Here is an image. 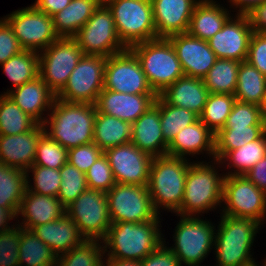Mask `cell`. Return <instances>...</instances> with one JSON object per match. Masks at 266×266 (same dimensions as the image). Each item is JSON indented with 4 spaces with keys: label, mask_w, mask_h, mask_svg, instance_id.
Returning a JSON list of instances; mask_svg holds the SVG:
<instances>
[{
    "label": "cell",
    "mask_w": 266,
    "mask_h": 266,
    "mask_svg": "<svg viewBox=\"0 0 266 266\" xmlns=\"http://www.w3.org/2000/svg\"><path fill=\"white\" fill-rule=\"evenodd\" d=\"M3 94L8 95L23 112L29 114L39 124L45 122L56 98L40 76ZM43 112H47L45 113L47 115L45 116Z\"/></svg>",
    "instance_id": "obj_24"
},
{
    "label": "cell",
    "mask_w": 266,
    "mask_h": 266,
    "mask_svg": "<svg viewBox=\"0 0 266 266\" xmlns=\"http://www.w3.org/2000/svg\"><path fill=\"white\" fill-rule=\"evenodd\" d=\"M24 50L41 52L59 39L52 16L37 10L32 4L3 17Z\"/></svg>",
    "instance_id": "obj_15"
},
{
    "label": "cell",
    "mask_w": 266,
    "mask_h": 266,
    "mask_svg": "<svg viewBox=\"0 0 266 266\" xmlns=\"http://www.w3.org/2000/svg\"><path fill=\"white\" fill-rule=\"evenodd\" d=\"M118 38L126 48L157 39L151 0H111Z\"/></svg>",
    "instance_id": "obj_7"
},
{
    "label": "cell",
    "mask_w": 266,
    "mask_h": 266,
    "mask_svg": "<svg viewBox=\"0 0 266 266\" xmlns=\"http://www.w3.org/2000/svg\"><path fill=\"white\" fill-rule=\"evenodd\" d=\"M24 49L19 40L13 33L9 23L4 19H0V65L9 58L19 54Z\"/></svg>",
    "instance_id": "obj_50"
},
{
    "label": "cell",
    "mask_w": 266,
    "mask_h": 266,
    "mask_svg": "<svg viewBox=\"0 0 266 266\" xmlns=\"http://www.w3.org/2000/svg\"><path fill=\"white\" fill-rule=\"evenodd\" d=\"M14 89L39 76V53L23 50L0 65Z\"/></svg>",
    "instance_id": "obj_37"
},
{
    "label": "cell",
    "mask_w": 266,
    "mask_h": 266,
    "mask_svg": "<svg viewBox=\"0 0 266 266\" xmlns=\"http://www.w3.org/2000/svg\"><path fill=\"white\" fill-rule=\"evenodd\" d=\"M160 220L112 223L102 240L104 256L142 261L164 242Z\"/></svg>",
    "instance_id": "obj_2"
},
{
    "label": "cell",
    "mask_w": 266,
    "mask_h": 266,
    "mask_svg": "<svg viewBox=\"0 0 266 266\" xmlns=\"http://www.w3.org/2000/svg\"><path fill=\"white\" fill-rule=\"evenodd\" d=\"M200 0H151L157 38L186 33L195 5Z\"/></svg>",
    "instance_id": "obj_20"
},
{
    "label": "cell",
    "mask_w": 266,
    "mask_h": 266,
    "mask_svg": "<svg viewBox=\"0 0 266 266\" xmlns=\"http://www.w3.org/2000/svg\"><path fill=\"white\" fill-rule=\"evenodd\" d=\"M157 94H128L103 89L95 103L102 114L134 123L152 104Z\"/></svg>",
    "instance_id": "obj_21"
},
{
    "label": "cell",
    "mask_w": 266,
    "mask_h": 266,
    "mask_svg": "<svg viewBox=\"0 0 266 266\" xmlns=\"http://www.w3.org/2000/svg\"><path fill=\"white\" fill-rule=\"evenodd\" d=\"M107 200L111 223L145 222L157 220L148 186L116 183L108 192Z\"/></svg>",
    "instance_id": "obj_11"
},
{
    "label": "cell",
    "mask_w": 266,
    "mask_h": 266,
    "mask_svg": "<svg viewBox=\"0 0 266 266\" xmlns=\"http://www.w3.org/2000/svg\"><path fill=\"white\" fill-rule=\"evenodd\" d=\"M221 208V214L254 219L263 226L266 221V194L245 175L225 176Z\"/></svg>",
    "instance_id": "obj_9"
},
{
    "label": "cell",
    "mask_w": 266,
    "mask_h": 266,
    "mask_svg": "<svg viewBox=\"0 0 266 266\" xmlns=\"http://www.w3.org/2000/svg\"><path fill=\"white\" fill-rule=\"evenodd\" d=\"M203 151L215 159V134L198 119L179 131L168 145L167 155L188 159L187 155L193 157L204 154Z\"/></svg>",
    "instance_id": "obj_25"
},
{
    "label": "cell",
    "mask_w": 266,
    "mask_h": 266,
    "mask_svg": "<svg viewBox=\"0 0 266 266\" xmlns=\"http://www.w3.org/2000/svg\"><path fill=\"white\" fill-rule=\"evenodd\" d=\"M220 218L214 246L216 266H257L251 247L262 225L250 218L224 214Z\"/></svg>",
    "instance_id": "obj_4"
},
{
    "label": "cell",
    "mask_w": 266,
    "mask_h": 266,
    "mask_svg": "<svg viewBox=\"0 0 266 266\" xmlns=\"http://www.w3.org/2000/svg\"><path fill=\"white\" fill-rule=\"evenodd\" d=\"M131 142L152 157L167 155L168 144L163 138L160 121V95L154 104L132 123Z\"/></svg>",
    "instance_id": "obj_23"
},
{
    "label": "cell",
    "mask_w": 266,
    "mask_h": 266,
    "mask_svg": "<svg viewBox=\"0 0 266 266\" xmlns=\"http://www.w3.org/2000/svg\"><path fill=\"white\" fill-rule=\"evenodd\" d=\"M57 255L31 230H20L19 266H56Z\"/></svg>",
    "instance_id": "obj_34"
},
{
    "label": "cell",
    "mask_w": 266,
    "mask_h": 266,
    "mask_svg": "<svg viewBox=\"0 0 266 266\" xmlns=\"http://www.w3.org/2000/svg\"><path fill=\"white\" fill-rule=\"evenodd\" d=\"M138 58L147 81L159 95L184 76L175 49L167 38H157L130 47Z\"/></svg>",
    "instance_id": "obj_6"
},
{
    "label": "cell",
    "mask_w": 266,
    "mask_h": 266,
    "mask_svg": "<svg viewBox=\"0 0 266 266\" xmlns=\"http://www.w3.org/2000/svg\"><path fill=\"white\" fill-rule=\"evenodd\" d=\"M253 32L266 33V0L245 13Z\"/></svg>",
    "instance_id": "obj_53"
},
{
    "label": "cell",
    "mask_w": 266,
    "mask_h": 266,
    "mask_svg": "<svg viewBox=\"0 0 266 266\" xmlns=\"http://www.w3.org/2000/svg\"><path fill=\"white\" fill-rule=\"evenodd\" d=\"M103 266H141V261L104 257Z\"/></svg>",
    "instance_id": "obj_58"
},
{
    "label": "cell",
    "mask_w": 266,
    "mask_h": 266,
    "mask_svg": "<svg viewBox=\"0 0 266 266\" xmlns=\"http://www.w3.org/2000/svg\"><path fill=\"white\" fill-rule=\"evenodd\" d=\"M48 116L43 123L45 134L67 150L93 142L97 116L94 104L55 98Z\"/></svg>",
    "instance_id": "obj_1"
},
{
    "label": "cell",
    "mask_w": 266,
    "mask_h": 266,
    "mask_svg": "<svg viewBox=\"0 0 266 266\" xmlns=\"http://www.w3.org/2000/svg\"><path fill=\"white\" fill-rule=\"evenodd\" d=\"M167 39L175 49L184 76L203 79L217 59L207 41L198 39L188 32L174 34Z\"/></svg>",
    "instance_id": "obj_19"
},
{
    "label": "cell",
    "mask_w": 266,
    "mask_h": 266,
    "mask_svg": "<svg viewBox=\"0 0 266 266\" xmlns=\"http://www.w3.org/2000/svg\"><path fill=\"white\" fill-rule=\"evenodd\" d=\"M32 231L57 257L86 240L66 213L58 220L36 226Z\"/></svg>",
    "instance_id": "obj_28"
},
{
    "label": "cell",
    "mask_w": 266,
    "mask_h": 266,
    "mask_svg": "<svg viewBox=\"0 0 266 266\" xmlns=\"http://www.w3.org/2000/svg\"><path fill=\"white\" fill-rule=\"evenodd\" d=\"M26 172V190L41 195L57 197L60 190L61 175L59 169L32 165ZM33 176V184L30 179ZM30 183V184H29Z\"/></svg>",
    "instance_id": "obj_43"
},
{
    "label": "cell",
    "mask_w": 266,
    "mask_h": 266,
    "mask_svg": "<svg viewBox=\"0 0 266 266\" xmlns=\"http://www.w3.org/2000/svg\"><path fill=\"white\" fill-rule=\"evenodd\" d=\"M218 165L220 161L216 159L207 163L206 161L191 163L186 175L182 204L175 213L176 216H202L222 206L225 175L218 173L216 167Z\"/></svg>",
    "instance_id": "obj_3"
},
{
    "label": "cell",
    "mask_w": 266,
    "mask_h": 266,
    "mask_svg": "<svg viewBox=\"0 0 266 266\" xmlns=\"http://www.w3.org/2000/svg\"><path fill=\"white\" fill-rule=\"evenodd\" d=\"M116 183L148 186L153 157L132 142L105 150Z\"/></svg>",
    "instance_id": "obj_17"
},
{
    "label": "cell",
    "mask_w": 266,
    "mask_h": 266,
    "mask_svg": "<svg viewBox=\"0 0 266 266\" xmlns=\"http://www.w3.org/2000/svg\"><path fill=\"white\" fill-rule=\"evenodd\" d=\"M245 176L266 194V155Z\"/></svg>",
    "instance_id": "obj_54"
},
{
    "label": "cell",
    "mask_w": 266,
    "mask_h": 266,
    "mask_svg": "<svg viewBox=\"0 0 266 266\" xmlns=\"http://www.w3.org/2000/svg\"><path fill=\"white\" fill-rule=\"evenodd\" d=\"M262 266H266V259H264V263H263V265Z\"/></svg>",
    "instance_id": "obj_61"
},
{
    "label": "cell",
    "mask_w": 266,
    "mask_h": 266,
    "mask_svg": "<svg viewBox=\"0 0 266 266\" xmlns=\"http://www.w3.org/2000/svg\"><path fill=\"white\" fill-rule=\"evenodd\" d=\"M265 0H229L228 2H230V6L229 8H234L235 10H237V8H239L237 11V13L240 14H245L246 12H248L253 6L262 3Z\"/></svg>",
    "instance_id": "obj_57"
},
{
    "label": "cell",
    "mask_w": 266,
    "mask_h": 266,
    "mask_svg": "<svg viewBox=\"0 0 266 266\" xmlns=\"http://www.w3.org/2000/svg\"><path fill=\"white\" fill-rule=\"evenodd\" d=\"M43 133L44 126L38 123L25 133L0 135V163L22 171L28 170L34 163L37 146Z\"/></svg>",
    "instance_id": "obj_22"
},
{
    "label": "cell",
    "mask_w": 266,
    "mask_h": 266,
    "mask_svg": "<svg viewBox=\"0 0 266 266\" xmlns=\"http://www.w3.org/2000/svg\"><path fill=\"white\" fill-rule=\"evenodd\" d=\"M17 213L15 209L0 206V233L8 231L17 225L13 223V225L9 226V221L17 219Z\"/></svg>",
    "instance_id": "obj_56"
},
{
    "label": "cell",
    "mask_w": 266,
    "mask_h": 266,
    "mask_svg": "<svg viewBox=\"0 0 266 266\" xmlns=\"http://www.w3.org/2000/svg\"><path fill=\"white\" fill-rule=\"evenodd\" d=\"M240 64L241 62L237 60L217 58L203 77L204 85L209 93L234 95Z\"/></svg>",
    "instance_id": "obj_35"
},
{
    "label": "cell",
    "mask_w": 266,
    "mask_h": 266,
    "mask_svg": "<svg viewBox=\"0 0 266 266\" xmlns=\"http://www.w3.org/2000/svg\"><path fill=\"white\" fill-rule=\"evenodd\" d=\"M38 122L23 112L6 94H0V135L25 133L34 128Z\"/></svg>",
    "instance_id": "obj_38"
},
{
    "label": "cell",
    "mask_w": 266,
    "mask_h": 266,
    "mask_svg": "<svg viewBox=\"0 0 266 266\" xmlns=\"http://www.w3.org/2000/svg\"><path fill=\"white\" fill-rule=\"evenodd\" d=\"M26 190V172L0 163V206L17 212Z\"/></svg>",
    "instance_id": "obj_36"
},
{
    "label": "cell",
    "mask_w": 266,
    "mask_h": 266,
    "mask_svg": "<svg viewBox=\"0 0 266 266\" xmlns=\"http://www.w3.org/2000/svg\"><path fill=\"white\" fill-rule=\"evenodd\" d=\"M65 213L86 240L102 241L112 224L107 193L95 189L87 188L65 208Z\"/></svg>",
    "instance_id": "obj_10"
},
{
    "label": "cell",
    "mask_w": 266,
    "mask_h": 266,
    "mask_svg": "<svg viewBox=\"0 0 266 266\" xmlns=\"http://www.w3.org/2000/svg\"><path fill=\"white\" fill-rule=\"evenodd\" d=\"M18 224L0 233V266H19L20 230Z\"/></svg>",
    "instance_id": "obj_48"
},
{
    "label": "cell",
    "mask_w": 266,
    "mask_h": 266,
    "mask_svg": "<svg viewBox=\"0 0 266 266\" xmlns=\"http://www.w3.org/2000/svg\"><path fill=\"white\" fill-rule=\"evenodd\" d=\"M247 126H266L265 110L259 105L236 100L223 129Z\"/></svg>",
    "instance_id": "obj_45"
},
{
    "label": "cell",
    "mask_w": 266,
    "mask_h": 266,
    "mask_svg": "<svg viewBox=\"0 0 266 266\" xmlns=\"http://www.w3.org/2000/svg\"><path fill=\"white\" fill-rule=\"evenodd\" d=\"M265 155L266 131L258 139L229 151L220 160V164L231 170L224 173L225 176L245 175Z\"/></svg>",
    "instance_id": "obj_32"
},
{
    "label": "cell",
    "mask_w": 266,
    "mask_h": 266,
    "mask_svg": "<svg viewBox=\"0 0 266 266\" xmlns=\"http://www.w3.org/2000/svg\"><path fill=\"white\" fill-rule=\"evenodd\" d=\"M83 56L73 38H59L39 53V76L57 95Z\"/></svg>",
    "instance_id": "obj_14"
},
{
    "label": "cell",
    "mask_w": 266,
    "mask_h": 266,
    "mask_svg": "<svg viewBox=\"0 0 266 266\" xmlns=\"http://www.w3.org/2000/svg\"><path fill=\"white\" fill-rule=\"evenodd\" d=\"M169 155L153 157L148 182L154 209L176 213L182 204L186 175L192 162Z\"/></svg>",
    "instance_id": "obj_5"
},
{
    "label": "cell",
    "mask_w": 266,
    "mask_h": 266,
    "mask_svg": "<svg viewBox=\"0 0 266 266\" xmlns=\"http://www.w3.org/2000/svg\"><path fill=\"white\" fill-rule=\"evenodd\" d=\"M235 17V18H234ZM207 42L216 58L246 61L254 33L246 14L235 13Z\"/></svg>",
    "instance_id": "obj_18"
},
{
    "label": "cell",
    "mask_w": 266,
    "mask_h": 266,
    "mask_svg": "<svg viewBox=\"0 0 266 266\" xmlns=\"http://www.w3.org/2000/svg\"><path fill=\"white\" fill-rule=\"evenodd\" d=\"M104 89L128 94H156L130 48L106 58Z\"/></svg>",
    "instance_id": "obj_16"
},
{
    "label": "cell",
    "mask_w": 266,
    "mask_h": 266,
    "mask_svg": "<svg viewBox=\"0 0 266 266\" xmlns=\"http://www.w3.org/2000/svg\"><path fill=\"white\" fill-rule=\"evenodd\" d=\"M169 247L183 266H199L215 246L216 226L199 216H182Z\"/></svg>",
    "instance_id": "obj_8"
},
{
    "label": "cell",
    "mask_w": 266,
    "mask_h": 266,
    "mask_svg": "<svg viewBox=\"0 0 266 266\" xmlns=\"http://www.w3.org/2000/svg\"><path fill=\"white\" fill-rule=\"evenodd\" d=\"M87 186L103 192H108L115 184L112 169L104 153L85 172Z\"/></svg>",
    "instance_id": "obj_47"
},
{
    "label": "cell",
    "mask_w": 266,
    "mask_h": 266,
    "mask_svg": "<svg viewBox=\"0 0 266 266\" xmlns=\"http://www.w3.org/2000/svg\"><path fill=\"white\" fill-rule=\"evenodd\" d=\"M67 155L68 150L44 132L40 137L33 165L60 169L67 163Z\"/></svg>",
    "instance_id": "obj_46"
},
{
    "label": "cell",
    "mask_w": 266,
    "mask_h": 266,
    "mask_svg": "<svg viewBox=\"0 0 266 266\" xmlns=\"http://www.w3.org/2000/svg\"><path fill=\"white\" fill-rule=\"evenodd\" d=\"M199 117L192 111L168 104L160 96V121L163 138L169 145L181 129L193 124Z\"/></svg>",
    "instance_id": "obj_41"
},
{
    "label": "cell",
    "mask_w": 266,
    "mask_h": 266,
    "mask_svg": "<svg viewBox=\"0 0 266 266\" xmlns=\"http://www.w3.org/2000/svg\"><path fill=\"white\" fill-rule=\"evenodd\" d=\"M132 123L97 111L93 142L105 150L131 142Z\"/></svg>",
    "instance_id": "obj_31"
},
{
    "label": "cell",
    "mask_w": 266,
    "mask_h": 266,
    "mask_svg": "<svg viewBox=\"0 0 266 266\" xmlns=\"http://www.w3.org/2000/svg\"><path fill=\"white\" fill-rule=\"evenodd\" d=\"M165 240L141 261V266H182L175 253L166 246Z\"/></svg>",
    "instance_id": "obj_52"
},
{
    "label": "cell",
    "mask_w": 266,
    "mask_h": 266,
    "mask_svg": "<svg viewBox=\"0 0 266 266\" xmlns=\"http://www.w3.org/2000/svg\"><path fill=\"white\" fill-rule=\"evenodd\" d=\"M73 39L84 55L107 58L126 49L118 38L112 11L106 4H100Z\"/></svg>",
    "instance_id": "obj_12"
},
{
    "label": "cell",
    "mask_w": 266,
    "mask_h": 266,
    "mask_svg": "<svg viewBox=\"0 0 266 266\" xmlns=\"http://www.w3.org/2000/svg\"><path fill=\"white\" fill-rule=\"evenodd\" d=\"M100 6L98 0H71L61 11L52 16L59 38H73Z\"/></svg>",
    "instance_id": "obj_30"
},
{
    "label": "cell",
    "mask_w": 266,
    "mask_h": 266,
    "mask_svg": "<svg viewBox=\"0 0 266 266\" xmlns=\"http://www.w3.org/2000/svg\"><path fill=\"white\" fill-rule=\"evenodd\" d=\"M235 102L236 97L232 94L209 93L199 120L216 135L223 129Z\"/></svg>",
    "instance_id": "obj_40"
},
{
    "label": "cell",
    "mask_w": 266,
    "mask_h": 266,
    "mask_svg": "<svg viewBox=\"0 0 266 266\" xmlns=\"http://www.w3.org/2000/svg\"><path fill=\"white\" fill-rule=\"evenodd\" d=\"M111 0H98L100 4H107Z\"/></svg>",
    "instance_id": "obj_59"
},
{
    "label": "cell",
    "mask_w": 266,
    "mask_h": 266,
    "mask_svg": "<svg viewBox=\"0 0 266 266\" xmlns=\"http://www.w3.org/2000/svg\"><path fill=\"white\" fill-rule=\"evenodd\" d=\"M234 96L236 100L264 108L266 77L247 61H242L239 66Z\"/></svg>",
    "instance_id": "obj_33"
},
{
    "label": "cell",
    "mask_w": 266,
    "mask_h": 266,
    "mask_svg": "<svg viewBox=\"0 0 266 266\" xmlns=\"http://www.w3.org/2000/svg\"><path fill=\"white\" fill-rule=\"evenodd\" d=\"M103 258L102 241L85 240L82 244L58 256L56 266H103Z\"/></svg>",
    "instance_id": "obj_42"
},
{
    "label": "cell",
    "mask_w": 266,
    "mask_h": 266,
    "mask_svg": "<svg viewBox=\"0 0 266 266\" xmlns=\"http://www.w3.org/2000/svg\"><path fill=\"white\" fill-rule=\"evenodd\" d=\"M265 131L266 126L221 129L215 135V159L220 161L229 151L258 139Z\"/></svg>",
    "instance_id": "obj_39"
},
{
    "label": "cell",
    "mask_w": 266,
    "mask_h": 266,
    "mask_svg": "<svg viewBox=\"0 0 266 266\" xmlns=\"http://www.w3.org/2000/svg\"><path fill=\"white\" fill-rule=\"evenodd\" d=\"M65 214V207L58 197L41 195L25 190L17 216L18 223L23 229L33 230L36 226L58 220ZM23 217V218H22Z\"/></svg>",
    "instance_id": "obj_26"
},
{
    "label": "cell",
    "mask_w": 266,
    "mask_h": 266,
    "mask_svg": "<svg viewBox=\"0 0 266 266\" xmlns=\"http://www.w3.org/2000/svg\"><path fill=\"white\" fill-rule=\"evenodd\" d=\"M105 66L106 57L83 54L56 98L95 105L104 89Z\"/></svg>",
    "instance_id": "obj_13"
},
{
    "label": "cell",
    "mask_w": 266,
    "mask_h": 266,
    "mask_svg": "<svg viewBox=\"0 0 266 266\" xmlns=\"http://www.w3.org/2000/svg\"><path fill=\"white\" fill-rule=\"evenodd\" d=\"M246 61L266 77V33L252 34Z\"/></svg>",
    "instance_id": "obj_51"
},
{
    "label": "cell",
    "mask_w": 266,
    "mask_h": 266,
    "mask_svg": "<svg viewBox=\"0 0 266 266\" xmlns=\"http://www.w3.org/2000/svg\"><path fill=\"white\" fill-rule=\"evenodd\" d=\"M264 110H265V113H266V98H265V103H264Z\"/></svg>",
    "instance_id": "obj_60"
},
{
    "label": "cell",
    "mask_w": 266,
    "mask_h": 266,
    "mask_svg": "<svg viewBox=\"0 0 266 266\" xmlns=\"http://www.w3.org/2000/svg\"><path fill=\"white\" fill-rule=\"evenodd\" d=\"M61 175L60 190L57 195L61 204L66 208L87 188L85 173L68 162L59 169Z\"/></svg>",
    "instance_id": "obj_44"
},
{
    "label": "cell",
    "mask_w": 266,
    "mask_h": 266,
    "mask_svg": "<svg viewBox=\"0 0 266 266\" xmlns=\"http://www.w3.org/2000/svg\"><path fill=\"white\" fill-rule=\"evenodd\" d=\"M159 95L168 104L186 108L199 117L205 107L209 90L202 78L183 76Z\"/></svg>",
    "instance_id": "obj_27"
},
{
    "label": "cell",
    "mask_w": 266,
    "mask_h": 266,
    "mask_svg": "<svg viewBox=\"0 0 266 266\" xmlns=\"http://www.w3.org/2000/svg\"><path fill=\"white\" fill-rule=\"evenodd\" d=\"M102 154L103 151L91 142L68 149L67 162L85 173Z\"/></svg>",
    "instance_id": "obj_49"
},
{
    "label": "cell",
    "mask_w": 266,
    "mask_h": 266,
    "mask_svg": "<svg viewBox=\"0 0 266 266\" xmlns=\"http://www.w3.org/2000/svg\"><path fill=\"white\" fill-rule=\"evenodd\" d=\"M216 2L218 1L200 0L195 5L187 31L190 35L208 41L223 28L231 17V11Z\"/></svg>",
    "instance_id": "obj_29"
},
{
    "label": "cell",
    "mask_w": 266,
    "mask_h": 266,
    "mask_svg": "<svg viewBox=\"0 0 266 266\" xmlns=\"http://www.w3.org/2000/svg\"><path fill=\"white\" fill-rule=\"evenodd\" d=\"M71 0H35L32 4L37 10L53 16L63 10Z\"/></svg>",
    "instance_id": "obj_55"
}]
</instances>
